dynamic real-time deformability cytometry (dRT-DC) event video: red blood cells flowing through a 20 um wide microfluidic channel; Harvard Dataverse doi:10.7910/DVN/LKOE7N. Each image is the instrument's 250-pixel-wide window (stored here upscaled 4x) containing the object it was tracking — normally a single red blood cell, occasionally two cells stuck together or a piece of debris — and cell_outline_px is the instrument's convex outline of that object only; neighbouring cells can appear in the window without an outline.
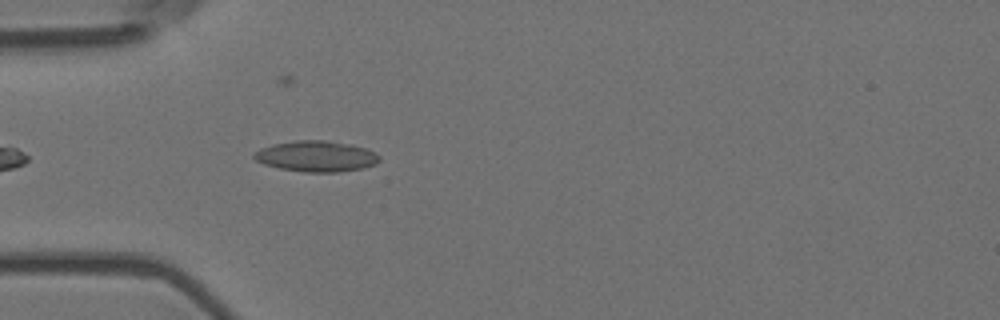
{"species": "Egyptian fruit bat (a non-hibernating species)", "species_latin": "Rousettus aegyptiacus", "temperature_condition": "room temperature", "stored_images_in_passage": 5, "camera_frame_rate_fps": 3000, "um_per_image_px": 0.085, "animal": {"sex": "female"}, "frame": {"image": 1, "passage_image": 5, "time_ms": 1.333, "image_size_px": [1000, 320], "cell_outline_px": [[380, 160], [376, 164], [364, 168], [336, 172], [304, 172], [280, 168], [264, 164], [256, 160], [252, 156], [252, 152], [260, 148], [272, 144], [296, 140], [324, 140], [352, 144], [376, 152], [380, 156]], "centroid_in_image_um": [26.88, 13.28], "position_along_channel_um": 58.1, "area_um2": 22.72}}